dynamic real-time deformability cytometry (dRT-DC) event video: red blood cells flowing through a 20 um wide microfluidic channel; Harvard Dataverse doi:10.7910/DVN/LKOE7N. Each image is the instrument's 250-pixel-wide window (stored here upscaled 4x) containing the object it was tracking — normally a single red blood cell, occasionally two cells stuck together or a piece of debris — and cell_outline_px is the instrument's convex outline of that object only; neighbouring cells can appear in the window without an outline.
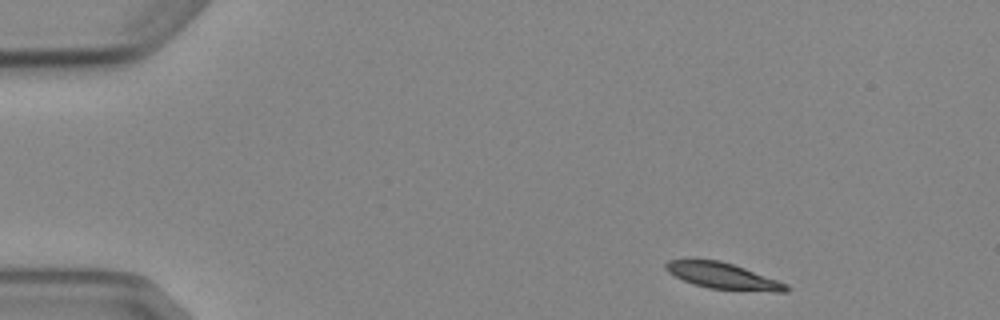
{"species": "Egyptian fruit bat (a non-hibernating species)", "species_latin": "Rousettus aegyptiacus", "temperature_condition": "cold", "stored_images_in_passage": 5, "camera_frame_rate_fps": 3000, "um_per_image_px": 0.085, "animal": {"sex": "female"}, "frame": {"image": 1, "passage_image": 1, "time_ms": 0.0, "image_size_px": [1000, 320], "cell_outline_px": [[788, 292], [772, 292], [708, 288], [684, 280], [668, 272], [664, 268], [664, 264], [668, 260], [688, 256], [720, 260], [744, 268], [788, 284]], "centroid_in_image_um": [61.36, 23.4], "position_along_channel_um": 23.6, "area_um2": 18.79}}
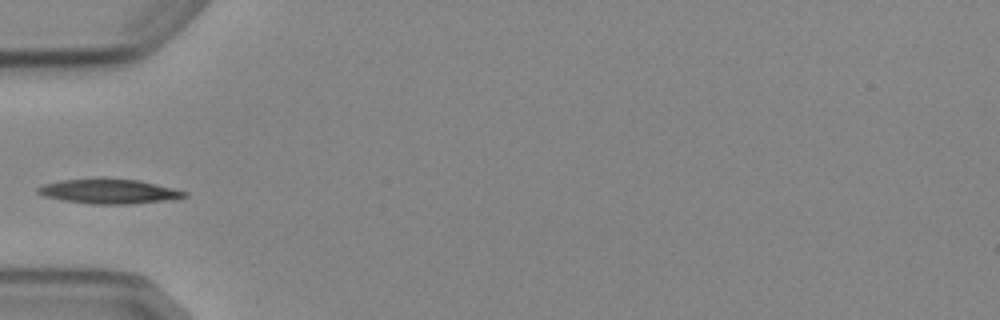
{"frame": {"image": 2, "passage_image": 4, "time_ms": 3.667, "image_size_px": [1000, 320], "cell_outline_px": [[188, 196], [164, 200], [128, 204], [92, 204], [64, 200], [44, 196], [36, 192], [36, 188], [44, 184], [60, 180], [100, 176], [140, 180], [188, 192]], "centroid_in_image_um": [9.21, 16.22], "position_along_channel_um": 75.8, "area_um2": 21.44}}
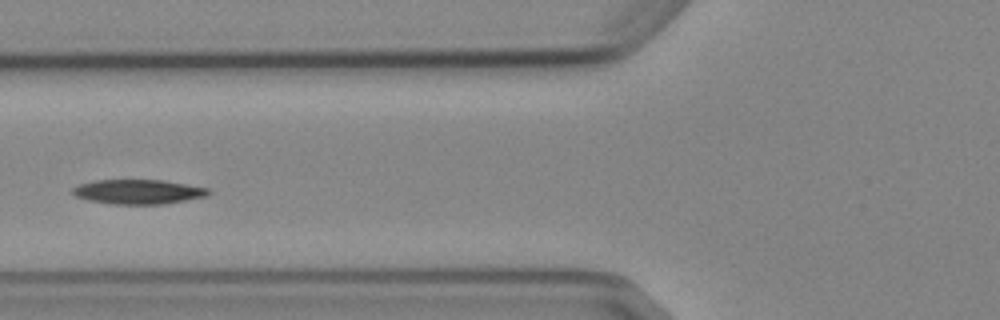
{"frame": {"image": 3, "passage_image": 5, "time_ms": 4.667, "image_size_px": [1000, 320], "cell_outline_px": [[212, 192], [208, 196], [160, 204], [112, 204], [88, 200], [76, 196], [68, 192], [72, 188], [80, 184], [92, 180], [164, 180], [208, 188]], "centroid_in_image_um": [11.71, 16.29], "position_along_channel_um": 114.1, "area_um2": 19.48}}